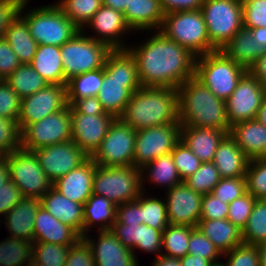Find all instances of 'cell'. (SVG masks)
<instances>
[{
  "label": "cell",
  "instance_id": "6da1fadb",
  "mask_svg": "<svg viewBox=\"0 0 266 266\" xmlns=\"http://www.w3.org/2000/svg\"><path fill=\"white\" fill-rule=\"evenodd\" d=\"M153 32L155 34L138 47H127L136 60L140 84L178 89L195 76L197 56L160 31Z\"/></svg>",
  "mask_w": 266,
  "mask_h": 266
},
{
  "label": "cell",
  "instance_id": "7a4b0ae2",
  "mask_svg": "<svg viewBox=\"0 0 266 266\" xmlns=\"http://www.w3.org/2000/svg\"><path fill=\"white\" fill-rule=\"evenodd\" d=\"M140 87L134 56L128 49L112 50L103 66V83L97 94L103 109L119 118L131 94Z\"/></svg>",
  "mask_w": 266,
  "mask_h": 266
},
{
  "label": "cell",
  "instance_id": "3957f363",
  "mask_svg": "<svg viewBox=\"0 0 266 266\" xmlns=\"http://www.w3.org/2000/svg\"><path fill=\"white\" fill-rule=\"evenodd\" d=\"M178 110L177 89L141 86L131 94L119 118L137 131L153 126L179 123Z\"/></svg>",
  "mask_w": 266,
  "mask_h": 266
},
{
  "label": "cell",
  "instance_id": "277c9868",
  "mask_svg": "<svg viewBox=\"0 0 266 266\" xmlns=\"http://www.w3.org/2000/svg\"><path fill=\"white\" fill-rule=\"evenodd\" d=\"M177 90L181 126L205 127L230 132L226 102L218 98L195 76L186 80Z\"/></svg>",
  "mask_w": 266,
  "mask_h": 266
},
{
  "label": "cell",
  "instance_id": "5b68a950",
  "mask_svg": "<svg viewBox=\"0 0 266 266\" xmlns=\"http://www.w3.org/2000/svg\"><path fill=\"white\" fill-rule=\"evenodd\" d=\"M28 2L29 0H23L19 15L24 14L21 17L26 21L31 36L39 45L61 47L80 30L56 4L41 5L24 13Z\"/></svg>",
  "mask_w": 266,
  "mask_h": 266
},
{
  "label": "cell",
  "instance_id": "8992f818",
  "mask_svg": "<svg viewBox=\"0 0 266 266\" xmlns=\"http://www.w3.org/2000/svg\"><path fill=\"white\" fill-rule=\"evenodd\" d=\"M159 31L197 57L217 51L210 43L201 9L165 14Z\"/></svg>",
  "mask_w": 266,
  "mask_h": 266
},
{
  "label": "cell",
  "instance_id": "52a82bcc",
  "mask_svg": "<svg viewBox=\"0 0 266 266\" xmlns=\"http://www.w3.org/2000/svg\"><path fill=\"white\" fill-rule=\"evenodd\" d=\"M246 72L245 68L228 58L221 50L196 59L195 77L224 101L230 97Z\"/></svg>",
  "mask_w": 266,
  "mask_h": 266
},
{
  "label": "cell",
  "instance_id": "ba28073f",
  "mask_svg": "<svg viewBox=\"0 0 266 266\" xmlns=\"http://www.w3.org/2000/svg\"><path fill=\"white\" fill-rule=\"evenodd\" d=\"M141 192V169L134 166L95 167L93 194L103 196L118 206L136 200Z\"/></svg>",
  "mask_w": 266,
  "mask_h": 266
},
{
  "label": "cell",
  "instance_id": "9c48e42d",
  "mask_svg": "<svg viewBox=\"0 0 266 266\" xmlns=\"http://www.w3.org/2000/svg\"><path fill=\"white\" fill-rule=\"evenodd\" d=\"M79 30L69 41L60 47L65 79L103 68L112 49L102 42L91 38L90 34Z\"/></svg>",
  "mask_w": 266,
  "mask_h": 266
},
{
  "label": "cell",
  "instance_id": "30bf717a",
  "mask_svg": "<svg viewBox=\"0 0 266 266\" xmlns=\"http://www.w3.org/2000/svg\"><path fill=\"white\" fill-rule=\"evenodd\" d=\"M201 11L210 43L217 50L243 28L242 4L238 0H204Z\"/></svg>",
  "mask_w": 266,
  "mask_h": 266
},
{
  "label": "cell",
  "instance_id": "8fae6325",
  "mask_svg": "<svg viewBox=\"0 0 266 266\" xmlns=\"http://www.w3.org/2000/svg\"><path fill=\"white\" fill-rule=\"evenodd\" d=\"M5 158L8 160L10 179L19 187L23 197L41 199L52 188V182L33 151L19 148Z\"/></svg>",
  "mask_w": 266,
  "mask_h": 266
},
{
  "label": "cell",
  "instance_id": "7c38bea8",
  "mask_svg": "<svg viewBox=\"0 0 266 266\" xmlns=\"http://www.w3.org/2000/svg\"><path fill=\"white\" fill-rule=\"evenodd\" d=\"M136 130L116 118L90 157L99 166H133Z\"/></svg>",
  "mask_w": 266,
  "mask_h": 266
},
{
  "label": "cell",
  "instance_id": "4fadbf2b",
  "mask_svg": "<svg viewBox=\"0 0 266 266\" xmlns=\"http://www.w3.org/2000/svg\"><path fill=\"white\" fill-rule=\"evenodd\" d=\"M180 123H169L136 131L133 166L142 169L154 159L172 152L180 141Z\"/></svg>",
  "mask_w": 266,
  "mask_h": 266
},
{
  "label": "cell",
  "instance_id": "5bb4252c",
  "mask_svg": "<svg viewBox=\"0 0 266 266\" xmlns=\"http://www.w3.org/2000/svg\"><path fill=\"white\" fill-rule=\"evenodd\" d=\"M69 140H71L70 105L28 125L21 132V148L29 151Z\"/></svg>",
  "mask_w": 266,
  "mask_h": 266
},
{
  "label": "cell",
  "instance_id": "9a60e30c",
  "mask_svg": "<svg viewBox=\"0 0 266 266\" xmlns=\"http://www.w3.org/2000/svg\"><path fill=\"white\" fill-rule=\"evenodd\" d=\"M67 106V86L47 84L38 92L21 99L18 116L20 131Z\"/></svg>",
  "mask_w": 266,
  "mask_h": 266
},
{
  "label": "cell",
  "instance_id": "2e32d148",
  "mask_svg": "<svg viewBox=\"0 0 266 266\" xmlns=\"http://www.w3.org/2000/svg\"><path fill=\"white\" fill-rule=\"evenodd\" d=\"M266 88L247 71L226 102L230 127L243 121L256 119Z\"/></svg>",
  "mask_w": 266,
  "mask_h": 266
},
{
  "label": "cell",
  "instance_id": "e0dca14e",
  "mask_svg": "<svg viewBox=\"0 0 266 266\" xmlns=\"http://www.w3.org/2000/svg\"><path fill=\"white\" fill-rule=\"evenodd\" d=\"M33 152L52 183L90 158L72 140L42 147Z\"/></svg>",
  "mask_w": 266,
  "mask_h": 266
},
{
  "label": "cell",
  "instance_id": "ac0fdd59",
  "mask_svg": "<svg viewBox=\"0 0 266 266\" xmlns=\"http://www.w3.org/2000/svg\"><path fill=\"white\" fill-rule=\"evenodd\" d=\"M165 195L169 224L197 227L203 195L192 190L184 182L168 189Z\"/></svg>",
  "mask_w": 266,
  "mask_h": 266
},
{
  "label": "cell",
  "instance_id": "d6986e66",
  "mask_svg": "<svg viewBox=\"0 0 266 266\" xmlns=\"http://www.w3.org/2000/svg\"><path fill=\"white\" fill-rule=\"evenodd\" d=\"M116 117L104 115L71 114V140L91 157L106 136Z\"/></svg>",
  "mask_w": 266,
  "mask_h": 266
},
{
  "label": "cell",
  "instance_id": "ffe728a7",
  "mask_svg": "<svg viewBox=\"0 0 266 266\" xmlns=\"http://www.w3.org/2000/svg\"><path fill=\"white\" fill-rule=\"evenodd\" d=\"M86 26L85 29L91 27L92 32L96 33V36L91 38L107 44L112 50L127 49L128 46L124 43L125 38L122 36L132 31L122 12L102 5Z\"/></svg>",
  "mask_w": 266,
  "mask_h": 266
},
{
  "label": "cell",
  "instance_id": "44dd1931",
  "mask_svg": "<svg viewBox=\"0 0 266 266\" xmlns=\"http://www.w3.org/2000/svg\"><path fill=\"white\" fill-rule=\"evenodd\" d=\"M98 233L97 241L91 240L88 234L82 237L91 247L96 266H139L132 250L125 247L110 230Z\"/></svg>",
  "mask_w": 266,
  "mask_h": 266
},
{
  "label": "cell",
  "instance_id": "7402d4cb",
  "mask_svg": "<svg viewBox=\"0 0 266 266\" xmlns=\"http://www.w3.org/2000/svg\"><path fill=\"white\" fill-rule=\"evenodd\" d=\"M97 165L89 158L85 163L52 183L63 196L84 205L92 195L93 176Z\"/></svg>",
  "mask_w": 266,
  "mask_h": 266
},
{
  "label": "cell",
  "instance_id": "603a6c76",
  "mask_svg": "<svg viewBox=\"0 0 266 266\" xmlns=\"http://www.w3.org/2000/svg\"><path fill=\"white\" fill-rule=\"evenodd\" d=\"M82 237L70 226L63 224L42 206L35 216L33 242L72 246Z\"/></svg>",
  "mask_w": 266,
  "mask_h": 266
},
{
  "label": "cell",
  "instance_id": "cb8c5ba5",
  "mask_svg": "<svg viewBox=\"0 0 266 266\" xmlns=\"http://www.w3.org/2000/svg\"><path fill=\"white\" fill-rule=\"evenodd\" d=\"M227 134L229 133L225 130L181 126L180 141L183 142L203 163L213 162L217 147Z\"/></svg>",
  "mask_w": 266,
  "mask_h": 266
},
{
  "label": "cell",
  "instance_id": "d4e9b609",
  "mask_svg": "<svg viewBox=\"0 0 266 266\" xmlns=\"http://www.w3.org/2000/svg\"><path fill=\"white\" fill-rule=\"evenodd\" d=\"M229 135L250 160L266 158V125L257 119L231 126Z\"/></svg>",
  "mask_w": 266,
  "mask_h": 266
},
{
  "label": "cell",
  "instance_id": "484cf974",
  "mask_svg": "<svg viewBox=\"0 0 266 266\" xmlns=\"http://www.w3.org/2000/svg\"><path fill=\"white\" fill-rule=\"evenodd\" d=\"M123 14L133 32L159 31L165 15L160 0H130Z\"/></svg>",
  "mask_w": 266,
  "mask_h": 266
},
{
  "label": "cell",
  "instance_id": "4316f807",
  "mask_svg": "<svg viewBox=\"0 0 266 266\" xmlns=\"http://www.w3.org/2000/svg\"><path fill=\"white\" fill-rule=\"evenodd\" d=\"M41 206L39 198L23 197L4 217L9 236L33 242L34 222Z\"/></svg>",
  "mask_w": 266,
  "mask_h": 266
},
{
  "label": "cell",
  "instance_id": "83f0119b",
  "mask_svg": "<svg viewBox=\"0 0 266 266\" xmlns=\"http://www.w3.org/2000/svg\"><path fill=\"white\" fill-rule=\"evenodd\" d=\"M41 206L82 237L83 205L69 200L53 187L40 199Z\"/></svg>",
  "mask_w": 266,
  "mask_h": 266
},
{
  "label": "cell",
  "instance_id": "f1b7e54d",
  "mask_svg": "<svg viewBox=\"0 0 266 266\" xmlns=\"http://www.w3.org/2000/svg\"><path fill=\"white\" fill-rule=\"evenodd\" d=\"M249 158L227 134L219 143L213 160L221 178L245 177Z\"/></svg>",
  "mask_w": 266,
  "mask_h": 266
},
{
  "label": "cell",
  "instance_id": "f546056e",
  "mask_svg": "<svg viewBox=\"0 0 266 266\" xmlns=\"http://www.w3.org/2000/svg\"><path fill=\"white\" fill-rule=\"evenodd\" d=\"M197 228L223 255L243 243L242 230L227 218L218 220H200Z\"/></svg>",
  "mask_w": 266,
  "mask_h": 266
},
{
  "label": "cell",
  "instance_id": "4dcf8cb0",
  "mask_svg": "<svg viewBox=\"0 0 266 266\" xmlns=\"http://www.w3.org/2000/svg\"><path fill=\"white\" fill-rule=\"evenodd\" d=\"M220 50L247 71L264 54L263 49L252 37L250 30L244 27L235 33Z\"/></svg>",
  "mask_w": 266,
  "mask_h": 266
},
{
  "label": "cell",
  "instance_id": "1f68e13d",
  "mask_svg": "<svg viewBox=\"0 0 266 266\" xmlns=\"http://www.w3.org/2000/svg\"><path fill=\"white\" fill-rule=\"evenodd\" d=\"M117 205L103 196L93 194L83 205L84 221L82 237L88 234V229L97 226L98 231H109L116 220Z\"/></svg>",
  "mask_w": 266,
  "mask_h": 266
},
{
  "label": "cell",
  "instance_id": "d6a6232c",
  "mask_svg": "<svg viewBox=\"0 0 266 266\" xmlns=\"http://www.w3.org/2000/svg\"><path fill=\"white\" fill-rule=\"evenodd\" d=\"M30 66L49 84L67 85L59 46L38 45Z\"/></svg>",
  "mask_w": 266,
  "mask_h": 266
},
{
  "label": "cell",
  "instance_id": "836d02e7",
  "mask_svg": "<svg viewBox=\"0 0 266 266\" xmlns=\"http://www.w3.org/2000/svg\"><path fill=\"white\" fill-rule=\"evenodd\" d=\"M4 38L10 44L21 64H30L36 54L38 43L30 34L26 21L17 15L5 30Z\"/></svg>",
  "mask_w": 266,
  "mask_h": 266
},
{
  "label": "cell",
  "instance_id": "e575fe53",
  "mask_svg": "<svg viewBox=\"0 0 266 266\" xmlns=\"http://www.w3.org/2000/svg\"><path fill=\"white\" fill-rule=\"evenodd\" d=\"M146 176L149 180V183L151 182L152 184L157 185V187L159 185L161 188L163 186L166 188V190L171 189L173 186L183 182L179 176L177 167L174 164L171 153L154 159L141 169L142 191L145 190V186H143V184L145 185L146 180L144 178Z\"/></svg>",
  "mask_w": 266,
  "mask_h": 266
},
{
  "label": "cell",
  "instance_id": "d590c367",
  "mask_svg": "<svg viewBox=\"0 0 266 266\" xmlns=\"http://www.w3.org/2000/svg\"><path fill=\"white\" fill-rule=\"evenodd\" d=\"M5 81L20 99L31 96L49 84L30 64H21Z\"/></svg>",
  "mask_w": 266,
  "mask_h": 266
},
{
  "label": "cell",
  "instance_id": "8d00e7d4",
  "mask_svg": "<svg viewBox=\"0 0 266 266\" xmlns=\"http://www.w3.org/2000/svg\"><path fill=\"white\" fill-rule=\"evenodd\" d=\"M103 83V68L72 77L67 82V101L71 105L76 99L97 96Z\"/></svg>",
  "mask_w": 266,
  "mask_h": 266
},
{
  "label": "cell",
  "instance_id": "74e56055",
  "mask_svg": "<svg viewBox=\"0 0 266 266\" xmlns=\"http://www.w3.org/2000/svg\"><path fill=\"white\" fill-rule=\"evenodd\" d=\"M33 260V242L8 237L0 241V266H26Z\"/></svg>",
  "mask_w": 266,
  "mask_h": 266
},
{
  "label": "cell",
  "instance_id": "f35d334b",
  "mask_svg": "<svg viewBox=\"0 0 266 266\" xmlns=\"http://www.w3.org/2000/svg\"><path fill=\"white\" fill-rule=\"evenodd\" d=\"M195 227L169 224L162 232V254L168 257L182 258L188 254L191 231Z\"/></svg>",
  "mask_w": 266,
  "mask_h": 266
},
{
  "label": "cell",
  "instance_id": "ab89813d",
  "mask_svg": "<svg viewBox=\"0 0 266 266\" xmlns=\"http://www.w3.org/2000/svg\"><path fill=\"white\" fill-rule=\"evenodd\" d=\"M80 30L101 8L102 0H60L55 3Z\"/></svg>",
  "mask_w": 266,
  "mask_h": 266
},
{
  "label": "cell",
  "instance_id": "60d3db41",
  "mask_svg": "<svg viewBox=\"0 0 266 266\" xmlns=\"http://www.w3.org/2000/svg\"><path fill=\"white\" fill-rule=\"evenodd\" d=\"M145 192L142 191L139 195L141 223L163 231L169 225L166 202L162 201L161 198H150L144 194Z\"/></svg>",
  "mask_w": 266,
  "mask_h": 266
},
{
  "label": "cell",
  "instance_id": "b9f144b4",
  "mask_svg": "<svg viewBox=\"0 0 266 266\" xmlns=\"http://www.w3.org/2000/svg\"><path fill=\"white\" fill-rule=\"evenodd\" d=\"M243 243L258 245L266 241V203L257 200L242 230Z\"/></svg>",
  "mask_w": 266,
  "mask_h": 266
},
{
  "label": "cell",
  "instance_id": "7bdbcfd3",
  "mask_svg": "<svg viewBox=\"0 0 266 266\" xmlns=\"http://www.w3.org/2000/svg\"><path fill=\"white\" fill-rule=\"evenodd\" d=\"M220 180V173L214 163L205 162L183 182L195 192L205 195L211 193Z\"/></svg>",
  "mask_w": 266,
  "mask_h": 266
},
{
  "label": "cell",
  "instance_id": "ee69618b",
  "mask_svg": "<svg viewBox=\"0 0 266 266\" xmlns=\"http://www.w3.org/2000/svg\"><path fill=\"white\" fill-rule=\"evenodd\" d=\"M70 246L33 242V260L41 266H65Z\"/></svg>",
  "mask_w": 266,
  "mask_h": 266
},
{
  "label": "cell",
  "instance_id": "f6af8a7d",
  "mask_svg": "<svg viewBox=\"0 0 266 266\" xmlns=\"http://www.w3.org/2000/svg\"><path fill=\"white\" fill-rule=\"evenodd\" d=\"M247 192L257 200L266 197V158L249 160L245 174Z\"/></svg>",
  "mask_w": 266,
  "mask_h": 266
},
{
  "label": "cell",
  "instance_id": "bcb514c9",
  "mask_svg": "<svg viewBox=\"0 0 266 266\" xmlns=\"http://www.w3.org/2000/svg\"><path fill=\"white\" fill-rule=\"evenodd\" d=\"M174 164L177 167L181 180L194 174L202 165V161L181 141H179L171 152Z\"/></svg>",
  "mask_w": 266,
  "mask_h": 266
},
{
  "label": "cell",
  "instance_id": "7dc6e473",
  "mask_svg": "<svg viewBox=\"0 0 266 266\" xmlns=\"http://www.w3.org/2000/svg\"><path fill=\"white\" fill-rule=\"evenodd\" d=\"M188 253L196 257H204L213 264L219 263L220 257H222L220 251L197 227L191 231Z\"/></svg>",
  "mask_w": 266,
  "mask_h": 266
},
{
  "label": "cell",
  "instance_id": "c3c4849f",
  "mask_svg": "<svg viewBox=\"0 0 266 266\" xmlns=\"http://www.w3.org/2000/svg\"><path fill=\"white\" fill-rule=\"evenodd\" d=\"M21 148V131L17 120L0 117V156Z\"/></svg>",
  "mask_w": 266,
  "mask_h": 266
},
{
  "label": "cell",
  "instance_id": "681fc988",
  "mask_svg": "<svg viewBox=\"0 0 266 266\" xmlns=\"http://www.w3.org/2000/svg\"><path fill=\"white\" fill-rule=\"evenodd\" d=\"M222 256L227 259L225 266H260L256 245L241 243Z\"/></svg>",
  "mask_w": 266,
  "mask_h": 266
},
{
  "label": "cell",
  "instance_id": "f907efd6",
  "mask_svg": "<svg viewBox=\"0 0 266 266\" xmlns=\"http://www.w3.org/2000/svg\"><path fill=\"white\" fill-rule=\"evenodd\" d=\"M256 201L257 199L248 192L233 200L228 204L227 219L243 230Z\"/></svg>",
  "mask_w": 266,
  "mask_h": 266
},
{
  "label": "cell",
  "instance_id": "816d5d0a",
  "mask_svg": "<svg viewBox=\"0 0 266 266\" xmlns=\"http://www.w3.org/2000/svg\"><path fill=\"white\" fill-rule=\"evenodd\" d=\"M247 192L245 177L221 178L214 187L213 193L217 199L229 204Z\"/></svg>",
  "mask_w": 266,
  "mask_h": 266
},
{
  "label": "cell",
  "instance_id": "f5cc1de1",
  "mask_svg": "<svg viewBox=\"0 0 266 266\" xmlns=\"http://www.w3.org/2000/svg\"><path fill=\"white\" fill-rule=\"evenodd\" d=\"M162 232L161 230L152 228L145 224L139 225L138 242L131 249L136 257L135 250L141 249L144 252L156 253V257L160 256L164 251L162 248Z\"/></svg>",
  "mask_w": 266,
  "mask_h": 266
},
{
  "label": "cell",
  "instance_id": "db71d44e",
  "mask_svg": "<svg viewBox=\"0 0 266 266\" xmlns=\"http://www.w3.org/2000/svg\"><path fill=\"white\" fill-rule=\"evenodd\" d=\"M21 99L4 80L0 82V117L18 121Z\"/></svg>",
  "mask_w": 266,
  "mask_h": 266
},
{
  "label": "cell",
  "instance_id": "11a10c76",
  "mask_svg": "<svg viewBox=\"0 0 266 266\" xmlns=\"http://www.w3.org/2000/svg\"><path fill=\"white\" fill-rule=\"evenodd\" d=\"M242 10L244 28H266V0H248L242 4Z\"/></svg>",
  "mask_w": 266,
  "mask_h": 266
},
{
  "label": "cell",
  "instance_id": "9f6ffc18",
  "mask_svg": "<svg viewBox=\"0 0 266 266\" xmlns=\"http://www.w3.org/2000/svg\"><path fill=\"white\" fill-rule=\"evenodd\" d=\"M228 204L222 202L213 193L202 196L200 220L225 219L228 216Z\"/></svg>",
  "mask_w": 266,
  "mask_h": 266
},
{
  "label": "cell",
  "instance_id": "6f0895ef",
  "mask_svg": "<svg viewBox=\"0 0 266 266\" xmlns=\"http://www.w3.org/2000/svg\"><path fill=\"white\" fill-rule=\"evenodd\" d=\"M65 266H96L91 247L83 238L70 246Z\"/></svg>",
  "mask_w": 266,
  "mask_h": 266
},
{
  "label": "cell",
  "instance_id": "680465c9",
  "mask_svg": "<svg viewBox=\"0 0 266 266\" xmlns=\"http://www.w3.org/2000/svg\"><path fill=\"white\" fill-rule=\"evenodd\" d=\"M21 65L17 55L4 37L0 38V76L6 79Z\"/></svg>",
  "mask_w": 266,
  "mask_h": 266
},
{
  "label": "cell",
  "instance_id": "91938a15",
  "mask_svg": "<svg viewBox=\"0 0 266 266\" xmlns=\"http://www.w3.org/2000/svg\"><path fill=\"white\" fill-rule=\"evenodd\" d=\"M23 195L11 179L2 184L0 187V215H6L21 200Z\"/></svg>",
  "mask_w": 266,
  "mask_h": 266
},
{
  "label": "cell",
  "instance_id": "94428289",
  "mask_svg": "<svg viewBox=\"0 0 266 266\" xmlns=\"http://www.w3.org/2000/svg\"><path fill=\"white\" fill-rule=\"evenodd\" d=\"M116 223H124L126 225H140L141 223V207L139 206V197L131 202H126L117 206Z\"/></svg>",
  "mask_w": 266,
  "mask_h": 266
},
{
  "label": "cell",
  "instance_id": "6125c7cd",
  "mask_svg": "<svg viewBox=\"0 0 266 266\" xmlns=\"http://www.w3.org/2000/svg\"><path fill=\"white\" fill-rule=\"evenodd\" d=\"M110 231L125 246L132 249L138 242L139 225H126L114 222Z\"/></svg>",
  "mask_w": 266,
  "mask_h": 266
},
{
  "label": "cell",
  "instance_id": "be15d7a7",
  "mask_svg": "<svg viewBox=\"0 0 266 266\" xmlns=\"http://www.w3.org/2000/svg\"><path fill=\"white\" fill-rule=\"evenodd\" d=\"M71 114H85V115H104L106 111L103 109L97 96H90L87 98L76 99L70 105Z\"/></svg>",
  "mask_w": 266,
  "mask_h": 266
},
{
  "label": "cell",
  "instance_id": "e7e4bbea",
  "mask_svg": "<svg viewBox=\"0 0 266 266\" xmlns=\"http://www.w3.org/2000/svg\"><path fill=\"white\" fill-rule=\"evenodd\" d=\"M23 0H0V38L4 37L5 30L19 14Z\"/></svg>",
  "mask_w": 266,
  "mask_h": 266
},
{
  "label": "cell",
  "instance_id": "03108f58",
  "mask_svg": "<svg viewBox=\"0 0 266 266\" xmlns=\"http://www.w3.org/2000/svg\"><path fill=\"white\" fill-rule=\"evenodd\" d=\"M203 2L204 0H160L165 14L176 11L198 10L201 9Z\"/></svg>",
  "mask_w": 266,
  "mask_h": 266
},
{
  "label": "cell",
  "instance_id": "003e7915",
  "mask_svg": "<svg viewBox=\"0 0 266 266\" xmlns=\"http://www.w3.org/2000/svg\"><path fill=\"white\" fill-rule=\"evenodd\" d=\"M248 71L266 88V51Z\"/></svg>",
  "mask_w": 266,
  "mask_h": 266
},
{
  "label": "cell",
  "instance_id": "a7ac6f4b",
  "mask_svg": "<svg viewBox=\"0 0 266 266\" xmlns=\"http://www.w3.org/2000/svg\"><path fill=\"white\" fill-rule=\"evenodd\" d=\"M181 266H212L213 263L199 256H194L193 254H186L184 257L180 258Z\"/></svg>",
  "mask_w": 266,
  "mask_h": 266
},
{
  "label": "cell",
  "instance_id": "89a4df30",
  "mask_svg": "<svg viewBox=\"0 0 266 266\" xmlns=\"http://www.w3.org/2000/svg\"><path fill=\"white\" fill-rule=\"evenodd\" d=\"M154 259L152 266H181L180 258L168 257L161 254Z\"/></svg>",
  "mask_w": 266,
  "mask_h": 266
},
{
  "label": "cell",
  "instance_id": "2644e50d",
  "mask_svg": "<svg viewBox=\"0 0 266 266\" xmlns=\"http://www.w3.org/2000/svg\"><path fill=\"white\" fill-rule=\"evenodd\" d=\"M252 37L259 44V46L266 51V28L265 27H257L250 29Z\"/></svg>",
  "mask_w": 266,
  "mask_h": 266
},
{
  "label": "cell",
  "instance_id": "8c879c8a",
  "mask_svg": "<svg viewBox=\"0 0 266 266\" xmlns=\"http://www.w3.org/2000/svg\"><path fill=\"white\" fill-rule=\"evenodd\" d=\"M129 2L130 0H102V5L123 13L126 7L129 6Z\"/></svg>",
  "mask_w": 266,
  "mask_h": 266
},
{
  "label": "cell",
  "instance_id": "753ad0ef",
  "mask_svg": "<svg viewBox=\"0 0 266 266\" xmlns=\"http://www.w3.org/2000/svg\"><path fill=\"white\" fill-rule=\"evenodd\" d=\"M10 179L8 160L0 156V187Z\"/></svg>",
  "mask_w": 266,
  "mask_h": 266
},
{
  "label": "cell",
  "instance_id": "34e18365",
  "mask_svg": "<svg viewBox=\"0 0 266 266\" xmlns=\"http://www.w3.org/2000/svg\"><path fill=\"white\" fill-rule=\"evenodd\" d=\"M256 119L266 125V94L263 97L262 103H261V107L258 110Z\"/></svg>",
  "mask_w": 266,
  "mask_h": 266
},
{
  "label": "cell",
  "instance_id": "11e5206c",
  "mask_svg": "<svg viewBox=\"0 0 266 266\" xmlns=\"http://www.w3.org/2000/svg\"><path fill=\"white\" fill-rule=\"evenodd\" d=\"M259 253L260 266H266V241L256 245Z\"/></svg>",
  "mask_w": 266,
  "mask_h": 266
},
{
  "label": "cell",
  "instance_id": "2a66077c",
  "mask_svg": "<svg viewBox=\"0 0 266 266\" xmlns=\"http://www.w3.org/2000/svg\"><path fill=\"white\" fill-rule=\"evenodd\" d=\"M26 266H41L39 265L37 262H35L34 260H31Z\"/></svg>",
  "mask_w": 266,
  "mask_h": 266
},
{
  "label": "cell",
  "instance_id": "b9fcfbb0",
  "mask_svg": "<svg viewBox=\"0 0 266 266\" xmlns=\"http://www.w3.org/2000/svg\"><path fill=\"white\" fill-rule=\"evenodd\" d=\"M212 266H225V265H224L223 262L221 261L220 263L213 264Z\"/></svg>",
  "mask_w": 266,
  "mask_h": 266
},
{
  "label": "cell",
  "instance_id": "09005b40",
  "mask_svg": "<svg viewBox=\"0 0 266 266\" xmlns=\"http://www.w3.org/2000/svg\"><path fill=\"white\" fill-rule=\"evenodd\" d=\"M241 4L245 3L248 0H238Z\"/></svg>",
  "mask_w": 266,
  "mask_h": 266
}]
</instances>
